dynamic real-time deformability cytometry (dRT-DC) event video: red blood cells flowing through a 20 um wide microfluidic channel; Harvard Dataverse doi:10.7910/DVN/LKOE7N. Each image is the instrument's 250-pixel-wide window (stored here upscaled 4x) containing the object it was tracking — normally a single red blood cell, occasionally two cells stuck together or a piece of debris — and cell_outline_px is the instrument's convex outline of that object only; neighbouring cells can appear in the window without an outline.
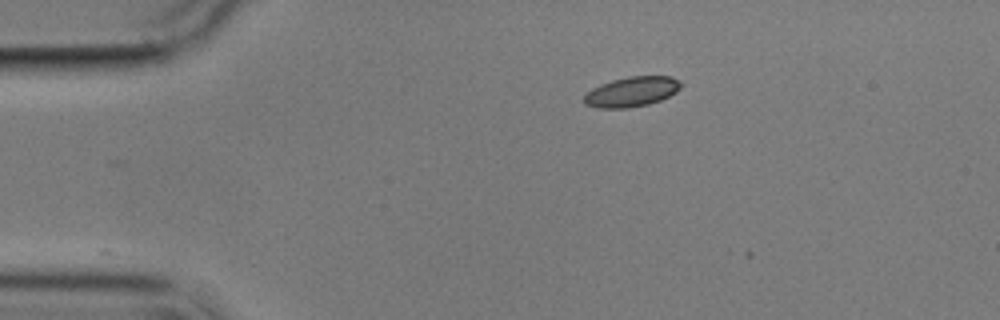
{"species": "common noctule bat (a hibernating species)", "species_latin": "Nyctalus noctula", "temperature_condition": "cold", "stored_images_in_passage": 4, "camera_frame_rate_fps": 3000, "um_per_image_px": 0.085, "animal": {"sex": "male", "body_mass_g": 17.9}, "frame": {"image": 1, "passage_image": 1, "time_ms": 0.0, "image_size_px": [1000, 320], "cell_outline_px": [[684, 84], [676, 92], [660, 100], [648, 104], [628, 108], [596, 108], [584, 104], [584, 96], [592, 88], [600, 84], [612, 80], [628, 76], [672, 76], [680, 80]], "centroid_in_image_um": [53.71, 7.79], "position_along_channel_um": 31.3, "area_um2": 17.05}}
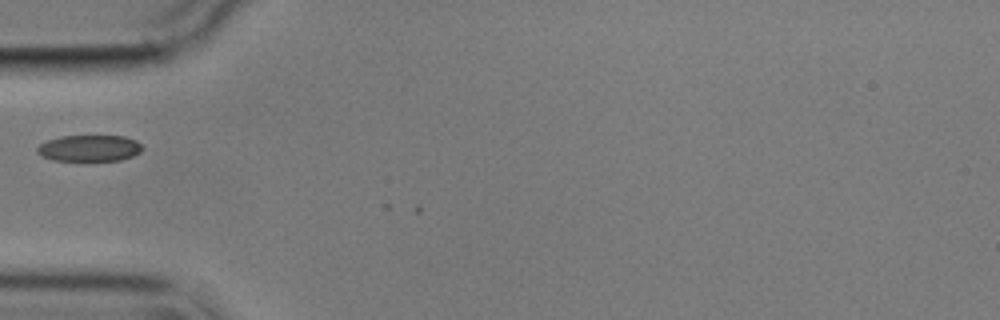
{"frame": {"image": 2, "passage_image": 3, "time_ms": 2.667, "image_size_px": [1000, 320], "cell_outline_px": [[144, 148], [140, 152], [132, 156], [120, 160], [52, 160], [40, 156], [36, 152], [36, 148], [40, 144], [48, 140], [60, 136], [124, 136], [136, 140]], "centroid_in_image_um": [7.58, 12.59], "position_along_channel_um": 77.4, "area_um2": 16.13}}
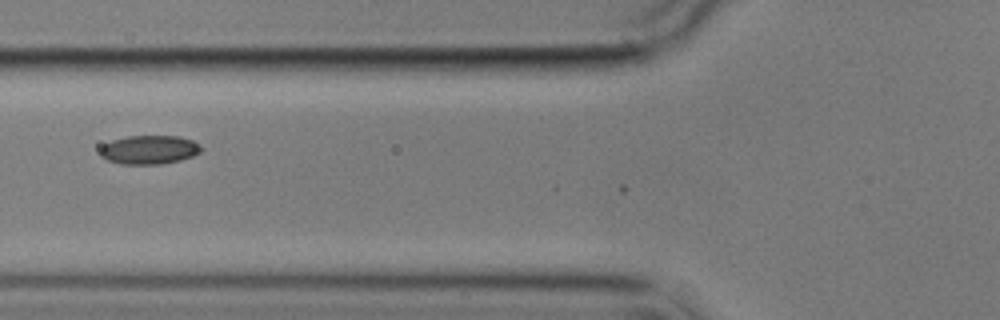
{"frame": {"image": 3, "passage_image": 4, "time_ms": 3.667, "image_size_px": [1000, 320], "cell_outline_px": [[204, 148], [200, 152], [192, 156], [180, 160], [160, 164], [120, 164], [108, 160], [100, 156], [100, 148], [104, 144], [112, 140], [128, 136], [180, 136], [192, 140], [200, 144]], "centroid_in_image_um": [12.7, 12.72], "position_along_channel_um": 113.1, "area_um2": 17.05}}